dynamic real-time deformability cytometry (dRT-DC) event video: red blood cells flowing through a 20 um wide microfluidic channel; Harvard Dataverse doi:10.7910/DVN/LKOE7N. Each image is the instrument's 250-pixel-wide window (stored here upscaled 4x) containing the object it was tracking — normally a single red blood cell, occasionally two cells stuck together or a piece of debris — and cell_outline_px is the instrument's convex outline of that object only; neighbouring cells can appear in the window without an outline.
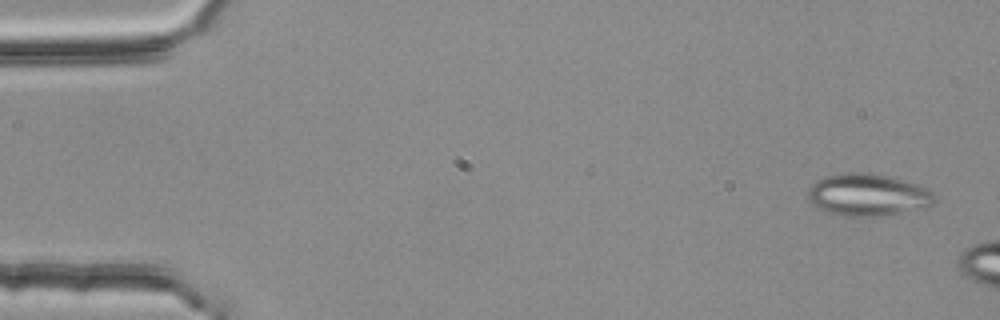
{"species": "common noctule bat (a hibernating species)", "species_latin": "Nyctalus noctula", "temperature_condition": "room temperature", "stored_images_in_passage": 4, "camera_frame_rate_fps": 3000, "um_per_image_px": 0.085, "animal": {"sex": "female", "body_mass_g": 25.1}, "frame": {"image": 1, "passage_image": 1, "time_ms": 0.0, "image_size_px": [1000, 320], "cell_outline_px": [[936, 204], [928, 208], [884, 216], [840, 216], [816, 208], [808, 200], [808, 188], [816, 180], [824, 176], [848, 172], [868, 172], [888, 176], [916, 184], [932, 192], [936, 196]], "centroid_in_image_um": [73.77, 16.58], "position_along_channel_um": 11.2, "area_um2": 31.67}}